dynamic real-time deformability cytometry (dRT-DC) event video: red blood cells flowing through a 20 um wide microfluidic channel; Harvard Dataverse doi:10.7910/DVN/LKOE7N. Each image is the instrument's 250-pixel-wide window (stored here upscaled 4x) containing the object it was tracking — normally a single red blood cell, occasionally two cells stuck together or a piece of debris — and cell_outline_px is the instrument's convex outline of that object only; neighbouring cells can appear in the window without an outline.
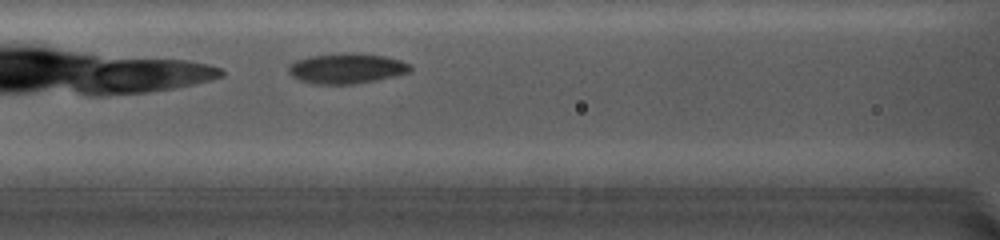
{"species": "common noctule bat (a hibernating species)", "species_latin": "Nyctalus noctula", "temperature_condition": "cold", "stored_images_in_passage": 20, "camera_frame_rate_fps": 5000, "um_per_image_px": 0.085, "animal": {"sex": "female", "body_mass_g": 19.0, "forearm_length_mm": 56.7}, "frame": {"image": 1, "passage_image": 9, "time_ms": 1.8, "image_size_px": [1000, 240], "cell_outline_px": [[412, 72], [376, 80], [352, 84], [312, 84], [300, 80], [292, 76], [288, 72], [288, 68], [296, 60], [308, 56], [344, 52], [360, 52], [384, 56], [400, 60], [408, 64], [412, 68]], "centroid_in_image_um": [29.46, 5.8], "position_along_channel_um": 137.1, "area_um2": 21.68}}